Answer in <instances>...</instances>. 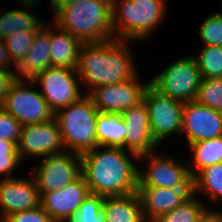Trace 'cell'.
<instances>
[{
  "mask_svg": "<svg viewBox=\"0 0 222 222\" xmlns=\"http://www.w3.org/2000/svg\"><path fill=\"white\" fill-rule=\"evenodd\" d=\"M193 194L208 199V208L211 203L222 205V162L204 168L193 177Z\"/></svg>",
  "mask_w": 222,
  "mask_h": 222,
  "instance_id": "cell-25",
  "label": "cell"
},
{
  "mask_svg": "<svg viewBox=\"0 0 222 222\" xmlns=\"http://www.w3.org/2000/svg\"><path fill=\"white\" fill-rule=\"evenodd\" d=\"M52 67L50 56V26L44 23L35 33L31 48L16 66V80L33 81L42 71Z\"/></svg>",
  "mask_w": 222,
  "mask_h": 222,
  "instance_id": "cell-19",
  "label": "cell"
},
{
  "mask_svg": "<svg viewBox=\"0 0 222 222\" xmlns=\"http://www.w3.org/2000/svg\"><path fill=\"white\" fill-rule=\"evenodd\" d=\"M18 2V0H16ZM40 2H42L41 0H19L18 4L21 3H33V4H41Z\"/></svg>",
  "mask_w": 222,
  "mask_h": 222,
  "instance_id": "cell-39",
  "label": "cell"
},
{
  "mask_svg": "<svg viewBox=\"0 0 222 222\" xmlns=\"http://www.w3.org/2000/svg\"><path fill=\"white\" fill-rule=\"evenodd\" d=\"M33 82L40 87L39 92L54 113L86 95L74 69L50 67L42 71Z\"/></svg>",
  "mask_w": 222,
  "mask_h": 222,
  "instance_id": "cell-10",
  "label": "cell"
},
{
  "mask_svg": "<svg viewBox=\"0 0 222 222\" xmlns=\"http://www.w3.org/2000/svg\"><path fill=\"white\" fill-rule=\"evenodd\" d=\"M1 222H54L50 215L40 206L17 212L5 217Z\"/></svg>",
  "mask_w": 222,
  "mask_h": 222,
  "instance_id": "cell-34",
  "label": "cell"
},
{
  "mask_svg": "<svg viewBox=\"0 0 222 222\" xmlns=\"http://www.w3.org/2000/svg\"><path fill=\"white\" fill-rule=\"evenodd\" d=\"M102 211L106 222H146L137 192L104 197Z\"/></svg>",
  "mask_w": 222,
  "mask_h": 222,
  "instance_id": "cell-22",
  "label": "cell"
},
{
  "mask_svg": "<svg viewBox=\"0 0 222 222\" xmlns=\"http://www.w3.org/2000/svg\"><path fill=\"white\" fill-rule=\"evenodd\" d=\"M186 145L222 136V113L195 101L183 106L182 133Z\"/></svg>",
  "mask_w": 222,
  "mask_h": 222,
  "instance_id": "cell-14",
  "label": "cell"
},
{
  "mask_svg": "<svg viewBox=\"0 0 222 222\" xmlns=\"http://www.w3.org/2000/svg\"><path fill=\"white\" fill-rule=\"evenodd\" d=\"M81 0H50V7L54 14L62 7L77 3Z\"/></svg>",
  "mask_w": 222,
  "mask_h": 222,
  "instance_id": "cell-38",
  "label": "cell"
},
{
  "mask_svg": "<svg viewBox=\"0 0 222 222\" xmlns=\"http://www.w3.org/2000/svg\"><path fill=\"white\" fill-rule=\"evenodd\" d=\"M139 75L120 84L94 88L88 96L99 112L121 114L143 102L144 93L150 81L143 83Z\"/></svg>",
  "mask_w": 222,
  "mask_h": 222,
  "instance_id": "cell-12",
  "label": "cell"
},
{
  "mask_svg": "<svg viewBox=\"0 0 222 222\" xmlns=\"http://www.w3.org/2000/svg\"><path fill=\"white\" fill-rule=\"evenodd\" d=\"M202 22L198 28V37L204 44L202 46H222V14L214 12Z\"/></svg>",
  "mask_w": 222,
  "mask_h": 222,
  "instance_id": "cell-31",
  "label": "cell"
},
{
  "mask_svg": "<svg viewBox=\"0 0 222 222\" xmlns=\"http://www.w3.org/2000/svg\"><path fill=\"white\" fill-rule=\"evenodd\" d=\"M200 195L192 194L186 201H184L177 208L171 212L159 215L152 222H198L199 218L208 209Z\"/></svg>",
  "mask_w": 222,
  "mask_h": 222,
  "instance_id": "cell-26",
  "label": "cell"
},
{
  "mask_svg": "<svg viewBox=\"0 0 222 222\" xmlns=\"http://www.w3.org/2000/svg\"><path fill=\"white\" fill-rule=\"evenodd\" d=\"M143 216L146 222H152L159 215L171 212L192 194L193 189L165 187H137Z\"/></svg>",
  "mask_w": 222,
  "mask_h": 222,
  "instance_id": "cell-18",
  "label": "cell"
},
{
  "mask_svg": "<svg viewBox=\"0 0 222 222\" xmlns=\"http://www.w3.org/2000/svg\"><path fill=\"white\" fill-rule=\"evenodd\" d=\"M21 5L20 8L12 10L10 8L8 11L0 5V38L2 40L17 32H36L44 25V20L36 14L38 12L35 8L39 6L38 4L21 3Z\"/></svg>",
  "mask_w": 222,
  "mask_h": 222,
  "instance_id": "cell-20",
  "label": "cell"
},
{
  "mask_svg": "<svg viewBox=\"0 0 222 222\" xmlns=\"http://www.w3.org/2000/svg\"><path fill=\"white\" fill-rule=\"evenodd\" d=\"M21 161L17 143L0 140V179L16 178L14 171L19 169Z\"/></svg>",
  "mask_w": 222,
  "mask_h": 222,
  "instance_id": "cell-30",
  "label": "cell"
},
{
  "mask_svg": "<svg viewBox=\"0 0 222 222\" xmlns=\"http://www.w3.org/2000/svg\"><path fill=\"white\" fill-rule=\"evenodd\" d=\"M2 110V103L0 102V111Z\"/></svg>",
  "mask_w": 222,
  "mask_h": 222,
  "instance_id": "cell-40",
  "label": "cell"
},
{
  "mask_svg": "<svg viewBox=\"0 0 222 222\" xmlns=\"http://www.w3.org/2000/svg\"><path fill=\"white\" fill-rule=\"evenodd\" d=\"M33 168L32 176L40 196L65 187L81 174V157L79 154L66 151L41 159Z\"/></svg>",
  "mask_w": 222,
  "mask_h": 222,
  "instance_id": "cell-11",
  "label": "cell"
},
{
  "mask_svg": "<svg viewBox=\"0 0 222 222\" xmlns=\"http://www.w3.org/2000/svg\"><path fill=\"white\" fill-rule=\"evenodd\" d=\"M196 101L222 113V77L202 78Z\"/></svg>",
  "mask_w": 222,
  "mask_h": 222,
  "instance_id": "cell-29",
  "label": "cell"
},
{
  "mask_svg": "<svg viewBox=\"0 0 222 222\" xmlns=\"http://www.w3.org/2000/svg\"><path fill=\"white\" fill-rule=\"evenodd\" d=\"M127 128L121 114L99 112L96 120V138L98 146L123 148Z\"/></svg>",
  "mask_w": 222,
  "mask_h": 222,
  "instance_id": "cell-23",
  "label": "cell"
},
{
  "mask_svg": "<svg viewBox=\"0 0 222 222\" xmlns=\"http://www.w3.org/2000/svg\"><path fill=\"white\" fill-rule=\"evenodd\" d=\"M50 56L52 67L77 69L82 43L68 31L50 24Z\"/></svg>",
  "mask_w": 222,
  "mask_h": 222,
  "instance_id": "cell-21",
  "label": "cell"
},
{
  "mask_svg": "<svg viewBox=\"0 0 222 222\" xmlns=\"http://www.w3.org/2000/svg\"><path fill=\"white\" fill-rule=\"evenodd\" d=\"M143 102L149 114L151 135L159 146L172 136H181L184 102L159 93L151 85L145 90Z\"/></svg>",
  "mask_w": 222,
  "mask_h": 222,
  "instance_id": "cell-9",
  "label": "cell"
},
{
  "mask_svg": "<svg viewBox=\"0 0 222 222\" xmlns=\"http://www.w3.org/2000/svg\"><path fill=\"white\" fill-rule=\"evenodd\" d=\"M193 54L202 78L222 77V46H203Z\"/></svg>",
  "mask_w": 222,
  "mask_h": 222,
  "instance_id": "cell-27",
  "label": "cell"
},
{
  "mask_svg": "<svg viewBox=\"0 0 222 222\" xmlns=\"http://www.w3.org/2000/svg\"><path fill=\"white\" fill-rule=\"evenodd\" d=\"M104 196L89 194L81 203L78 211L71 214L65 222H106L102 211Z\"/></svg>",
  "mask_w": 222,
  "mask_h": 222,
  "instance_id": "cell-28",
  "label": "cell"
},
{
  "mask_svg": "<svg viewBox=\"0 0 222 222\" xmlns=\"http://www.w3.org/2000/svg\"><path fill=\"white\" fill-rule=\"evenodd\" d=\"M22 125L12 115L0 111V140L12 141L18 144Z\"/></svg>",
  "mask_w": 222,
  "mask_h": 222,
  "instance_id": "cell-33",
  "label": "cell"
},
{
  "mask_svg": "<svg viewBox=\"0 0 222 222\" xmlns=\"http://www.w3.org/2000/svg\"><path fill=\"white\" fill-rule=\"evenodd\" d=\"M89 194L87 182L80 174L60 190L43 193L40 197V205L54 222H65L71 214L78 211Z\"/></svg>",
  "mask_w": 222,
  "mask_h": 222,
  "instance_id": "cell-16",
  "label": "cell"
},
{
  "mask_svg": "<svg viewBox=\"0 0 222 222\" xmlns=\"http://www.w3.org/2000/svg\"><path fill=\"white\" fill-rule=\"evenodd\" d=\"M131 44L132 41L115 38L98 43H82L76 71L87 95L94 88L120 84L140 73Z\"/></svg>",
  "mask_w": 222,
  "mask_h": 222,
  "instance_id": "cell-2",
  "label": "cell"
},
{
  "mask_svg": "<svg viewBox=\"0 0 222 222\" xmlns=\"http://www.w3.org/2000/svg\"><path fill=\"white\" fill-rule=\"evenodd\" d=\"M81 174L91 194L124 196L137 192L139 156L123 148L97 146L83 153ZM135 161V162H134Z\"/></svg>",
  "mask_w": 222,
  "mask_h": 222,
  "instance_id": "cell-1",
  "label": "cell"
},
{
  "mask_svg": "<svg viewBox=\"0 0 222 222\" xmlns=\"http://www.w3.org/2000/svg\"><path fill=\"white\" fill-rule=\"evenodd\" d=\"M99 110L86 94L79 101L55 113L66 151L79 155L98 146L96 120Z\"/></svg>",
  "mask_w": 222,
  "mask_h": 222,
  "instance_id": "cell-5",
  "label": "cell"
},
{
  "mask_svg": "<svg viewBox=\"0 0 222 222\" xmlns=\"http://www.w3.org/2000/svg\"><path fill=\"white\" fill-rule=\"evenodd\" d=\"M36 32H17L4 39L12 62L17 66L25 57Z\"/></svg>",
  "mask_w": 222,
  "mask_h": 222,
  "instance_id": "cell-32",
  "label": "cell"
},
{
  "mask_svg": "<svg viewBox=\"0 0 222 222\" xmlns=\"http://www.w3.org/2000/svg\"><path fill=\"white\" fill-rule=\"evenodd\" d=\"M17 146L22 162L28 157L41 159L66 152L55 118L46 123L22 126Z\"/></svg>",
  "mask_w": 222,
  "mask_h": 222,
  "instance_id": "cell-13",
  "label": "cell"
},
{
  "mask_svg": "<svg viewBox=\"0 0 222 222\" xmlns=\"http://www.w3.org/2000/svg\"><path fill=\"white\" fill-rule=\"evenodd\" d=\"M188 168L193 178L204 168L222 162V136L188 145Z\"/></svg>",
  "mask_w": 222,
  "mask_h": 222,
  "instance_id": "cell-24",
  "label": "cell"
},
{
  "mask_svg": "<svg viewBox=\"0 0 222 222\" xmlns=\"http://www.w3.org/2000/svg\"><path fill=\"white\" fill-rule=\"evenodd\" d=\"M0 179V222L7 216L40 206V193L32 175Z\"/></svg>",
  "mask_w": 222,
  "mask_h": 222,
  "instance_id": "cell-15",
  "label": "cell"
},
{
  "mask_svg": "<svg viewBox=\"0 0 222 222\" xmlns=\"http://www.w3.org/2000/svg\"><path fill=\"white\" fill-rule=\"evenodd\" d=\"M16 80L15 72L0 70V102L2 103L8 94L10 86Z\"/></svg>",
  "mask_w": 222,
  "mask_h": 222,
  "instance_id": "cell-35",
  "label": "cell"
},
{
  "mask_svg": "<svg viewBox=\"0 0 222 222\" xmlns=\"http://www.w3.org/2000/svg\"><path fill=\"white\" fill-rule=\"evenodd\" d=\"M0 70H4L7 72H16V65L12 62L9 55V51L5 46V42L1 38H0Z\"/></svg>",
  "mask_w": 222,
  "mask_h": 222,
  "instance_id": "cell-36",
  "label": "cell"
},
{
  "mask_svg": "<svg viewBox=\"0 0 222 222\" xmlns=\"http://www.w3.org/2000/svg\"><path fill=\"white\" fill-rule=\"evenodd\" d=\"M154 150L139 156L138 187H165L193 189V178L190 175L187 161H178L168 152ZM165 153V154H163ZM168 153V154H167Z\"/></svg>",
  "mask_w": 222,
  "mask_h": 222,
  "instance_id": "cell-6",
  "label": "cell"
},
{
  "mask_svg": "<svg viewBox=\"0 0 222 222\" xmlns=\"http://www.w3.org/2000/svg\"><path fill=\"white\" fill-rule=\"evenodd\" d=\"M198 222H222V210L208 208L199 218Z\"/></svg>",
  "mask_w": 222,
  "mask_h": 222,
  "instance_id": "cell-37",
  "label": "cell"
},
{
  "mask_svg": "<svg viewBox=\"0 0 222 222\" xmlns=\"http://www.w3.org/2000/svg\"><path fill=\"white\" fill-rule=\"evenodd\" d=\"M167 2L168 0H113L114 38L133 43L148 41L147 38L167 19Z\"/></svg>",
  "mask_w": 222,
  "mask_h": 222,
  "instance_id": "cell-4",
  "label": "cell"
},
{
  "mask_svg": "<svg viewBox=\"0 0 222 222\" xmlns=\"http://www.w3.org/2000/svg\"><path fill=\"white\" fill-rule=\"evenodd\" d=\"M53 23L81 43H98L114 38L111 0H81L60 8Z\"/></svg>",
  "mask_w": 222,
  "mask_h": 222,
  "instance_id": "cell-3",
  "label": "cell"
},
{
  "mask_svg": "<svg viewBox=\"0 0 222 222\" xmlns=\"http://www.w3.org/2000/svg\"><path fill=\"white\" fill-rule=\"evenodd\" d=\"M149 81L159 93L185 103L196 100L202 76L193 54H190L167 64Z\"/></svg>",
  "mask_w": 222,
  "mask_h": 222,
  "instance_id": "cell-7",
  "label": "cell"
},
{
  "mask_svg": "<svg viewBox=\"0 0 222 222\" xmlns=\"http://www.w3.org/2000/svg\"><path fill=\"white\" fill-rule=\"evenodd\" d=\"M121 116L127 128L126 151L141 156L160 148L151 135L149 114L144 102L123 111Z\"/></svg>",
  "mask_w": 222,
  "mask_h": 222,
  "instance_id": "cell-17",
  "label": "cell"
},
{
  "mask_svg": "<svg viewBox=\"0 0 222 222\" xmlns=\"http://www.w3.org/2000/svg\"><path fill=\"white\" fill-rule=\"evenodd\" d=\"M29 80H15L2 102V109L12 115L22 126L46 123L55 113L48 102Z\"/></svg>",
  "mask_w": 222,
  "mask_h": 222,
  "instance_id": "cell-8",
  "label": "cell"
}]
</instances>
